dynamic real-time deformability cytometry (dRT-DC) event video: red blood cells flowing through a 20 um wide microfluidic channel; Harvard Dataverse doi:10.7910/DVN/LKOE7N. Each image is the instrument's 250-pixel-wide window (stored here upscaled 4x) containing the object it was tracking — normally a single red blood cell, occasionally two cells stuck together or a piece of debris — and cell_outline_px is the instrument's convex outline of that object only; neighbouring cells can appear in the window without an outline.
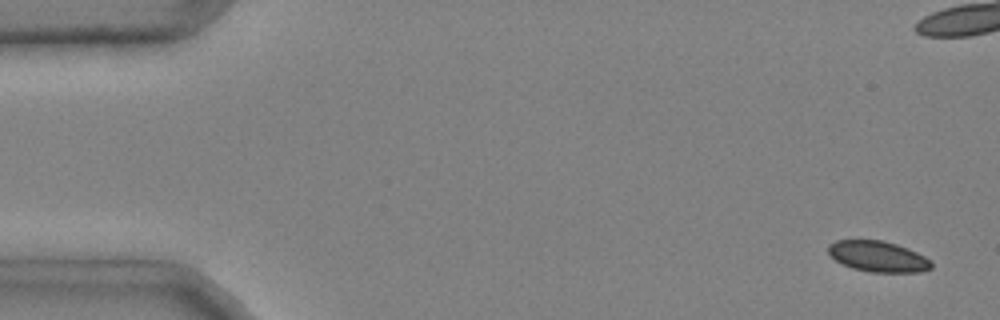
{"species": "common noctule bat (a hibernating species)", "species_latin": "Nyctalus noctula", "temperature_condition": "cold", "stored_images_in_passage": 43, "camera_frame_rate_fps": 3000, "um_per_image_px": 0.085, "animal": {"sex": "male", "body_mass_g": 20.4}, "frame": {"image": 1, "passage_image": 3, "time_ms": 0.667, "image_size_px": [1000, 320], "cell_outline_px": [[932, 268], [920, 272], [872, 272], [852, 268], [836, 260], [828, 252], [828, 244], [836, 240], [884, 240], [908, 248], [932, 260]], "centroid_in_image_um": [74.65, 21.79], "position_along_channel_um": 10.3, "area_um2": 18.5}}
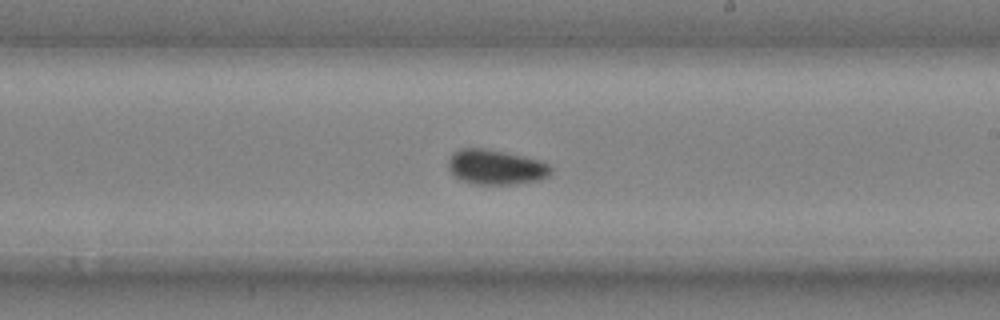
{"frame": {"image": 2, "passage_image": 30, "time_ms": 9.667, "image_size_px": [1000, 320], "cell_outline_px": [[552, 172], [548, 176], [540, 180], [516, 184], [476, 184], [460, 180], [448, 168], [448, 156], [452, 152], [460, 148], [484, 148], [524, 156], [540, 160], [548, 164], [552, 168]], "centroid_in_image_um": [42.14, 14.2], "position_along_channel_um": 246.9, "area_um2": 21.04}}
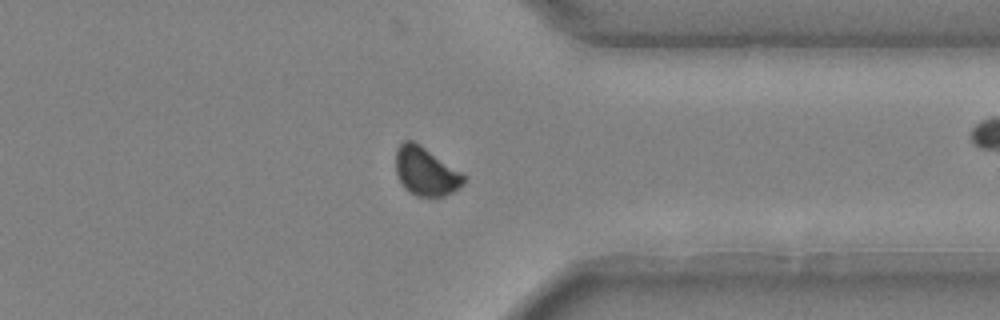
{"frame": {"image": 3, "passage_image": 40, "time_ms": 13.0, "image_size_px": [1000, 320], "cell_outline_px": [[468, 176], [464, 184], [452, 192], [444, 196], [416, 196], [408, 192], [404, 188], [396, 172], [396, 148], [404, 140], [412, 140], [420, 144], [464, 172]], "centroid_in_image_um": [36.23, 14.56], "position_along_channel_um": 375.2, "area_um2": 19.59}, "authors_computed_cell_mechanics": {"area_um2": 19.8254, "velocity_mm_per_s": 3.9657, "shape_relaxation_time_tau1_ms": 2.7353, "shape_relaxation_time_tau2_ms": 1.8804, "deformation_change_tau1": 0.0654, "deformation_change_tau2": 0.0476}}